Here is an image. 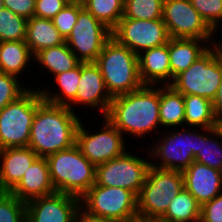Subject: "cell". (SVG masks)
I'll return each instance as SVG.
<instances>
[{
  "mask_svg": "<svg viewBox=\"0 0 222 222\" xmlns=\"http://www.w3.org/2000/svg\"><path fill=\"white\" fill-rule=\"evenodd\" d=\"M80 200L81 206L93 215L119 222L138 219L137 196L128 189L94 184Z\"/></svg>",
  "mask_w": 222,
  "mask_h": 222,
  "instance_id": "obj_8",
  "label": "cell"
},
{
  "mask_svg": "<svg viewBox=\"0 0 222 222\" xmlns=\"http://www.w3.org/2000/svg\"><path fill=\"white\" fill-rule=\"evenodd\" d=\"M138 66L140 79L144 85L172 83L168 43L141 52L138 55Z\"/></svg>",
  "mask_w": 222,
  "mask_h": 222,
  "instance_id": "obj_20",
  "label": "cell"
},
{
  "mask_svg": "<svg viewBox=\"0 0 222 222\" xmlns=\"http://www.w3.org/2000/svg\"><path fill=\"white\" fill-rule=\"evenodd\" d=\"M111 37L112 30L83 7L65 42L81 62H94Z\"/></svg>",
  "mask_w": 222,
  "mask_h": 222,
  "instance_id": "obj_12",
  "label": "cell"
},
{
  "mask_svg": "<svg viewBox=\"0 0 222 222\" xmlns=\"http://www.w3.org/2000/svg\"><path fill=\"white\" fill-rule=\"evenodd\" d=\"M182 174L184 188L194 196L200 206L222 193V171L220 170L194 161L182 171Z\"/></svg>",
  "mask_w": 222,
  "mask_h": 222,
  "instance_id": "obj_17",
  "label": "cell"
},
{
  "mask_svg": "<svg viewBox=\"0 0 222 222\" xmlns=\"http://www.w3.org/2000/svg\"><path fill=\"white\" fill-rule=\"evenodd\" d=\"M32 54L39 51L65 43L64 37L54 26L51 19L33 16L27 21L26 39Z\"/></svg>",
  "mask_w": 222,
  "mask_h": 222,
  "instance_id": "obj_22",
  "label": "cell"
},
{
  "mask_svg": "<svg viewBox=\"0 0 222 222\" xmlns=\"http://www.w3.org/2000/svg\"><path fill=\"white\" fill-rule=\"evenodd\" d=\"M27 21L5 7L0 9V42L25 41Z\"/></svg>",
  "mask_w": 222,
  "mask_h": 222,
  "instance_id": "obj_31",
  "label": "cell"
},
{
  "mask_svg": "<svg viewBox=\"0 0 222 222\" xmlns=\"http://www.w3.org/2000/svg\"><path fill=\"white\" fill-rule=\"evenodd\" d=\"M3 2L5 8L27 20L34 16L36 0H3Z\"/></svg>",
  "mask_w": 222,
  "mask_h": 222,
  "instance_id": "obj_39",
  "label": "cell"
},
{
  "mask_svg": "<svg viewBox=\"0 0 222 222\" xmlns=\"http://www.w3.org/2000/svg\"><path fill=\"white\" fill-rule=\"evenodd\" d=\"M82 118L67 106L43 100L38 89V108L35 112L28 146L44 157L66 150L76 144V132Z\"/></svg>",
  "mask_w": 222,
  "mask_h": 222,
  "instance_id": "obj_2",
  "label": "cell"
},
{
  "mask_svg": "<svg viewBox=\"0 0 222 222\" xmlns=\"http://www.w3.org/2000/svg\"><path fill=\"white\" fill-rule=\"evenodd\" d=\"M159 117L161 128L184 127V95L171 85H160Z\"/></svg>",
  "mask_w": 222,
  "mask_h": 222,
  "instance_id": "obj_24",
  "label": "cell"
},
{
  "mask_svg": "<svg viewBox=\"0 0 222 222\" xmlns=\"http://www.w3.org/2000/svg\"><path fill=\"white\" fill-rule=\"evenodd\" d=\"M122 18L139 20L160 19L164 0H125Z\"/></svg>",
  "mask_w": 222,
  "mask_h": 222,
  "instance_id": "obj_32",
  "label": "cell"
},
{
  "mask_svg": "<svg viewBox=\"0 0 222 222\" xmlns=\"http://www.w3.org/2000/svg\"><path fill=\"white\" fill-rule=\"evenodd\" d=\"M221 29L222 28H219V31H218V29H215V30L212 31V38H211V42H210V44H211L210 48L214 51L216 58L222 64V35L220 37L221 39L218 38V41L216 40V38L214 36L217 32L219 33V35H220V33L222 34V32H220Z\"/></svg>",
  "mask_w": 222,
  "mask_h": 222,
  "instance_id": "obj_42",
  "label": "cell"
},
{
  "mask_svg": "<svg viewBox=\"0 0 222 222\" xmlns=\"http://www.w3.org/2000/svg\"><path fill=\"white\" fill-rule=\"evenodd\" d=\"M125 0H84L83 7L113 30L124 15Z\"/></svg>",
  "mask_w": 222,
  "mask_h": 222,
  "instance_id": "obj_30",
  "label": "cell"
},
{
  "mask_svg": "<svg viewBox=\"0 0 222 222\" xmlns=\"http://www.w3.org/2000/svg\"><path fill=\"white\" fill-rule=\"evenodd\" d=\"M76 222H119L103 216L93 215L87 212L82 206L78 209Z\"/></svg>",
  "mask_w": 222,
  "mask_h": 222,
  "instance_id": "obj_40",
  "label": "cell"
},
{
  "mask_svg": "<svg viewBox=\"0 0 222 222\" xmlns=\"http://www.w3.org/2000/svg\"><path fill=\"white\" fill-rule=\"evenodd\" d=\"M208 129L185 126L179 129H167L166 132L163 129V133H159L161 138L158 135L159 138H154L157 139L155 143L153 141L151 147L146 148V156L150 160L152 159L150 165L167 170L183 171L187 169L194 162V157L199 151L200 137Z\"/></svg>",
  "mask_w": 222,
  "mask_h": 222,
  "instance_id": "obj_3",
  "label": "cell"
},
{
  "mask_svg": "<svg viewBox=\"0 0 222 222\" xmlns=\"http://www.w3.org/2000/svg\"><path fill=\"white\" fill-rule=\"evenodd\" d=\"M190 2L212 30L222 28V0H190Z\"/></svg>",
  "mask_w": 222,
  "mask_h": 222,
  "instance_id": "obj_35",
  "label": "cell"
},
{
  "mask_svg": "<svg viewBox=\"0 0 222 222\" xmlns=\"http://www.w3.org/2000/svg\"><path fill=\"white\" fill-rule=\"evenodd\" d=\"M221 81L222 64L209 48L170 85L183 95H198L213 101Z\"/></svg>",
  "mask_w": 222,
  "mask_h": 222,
  "instance_id": "obj_10",
  "label": "cell"
},
{
  "mask_svg": "<svg viewBox=\"0 0 222 222\" xmlns=\"http://www.w3.org/2000/svg\"><path fill=\"white\" fill-rule=\"evenodd\" d=\"M102 127L89 131L81 122L76 132V145L82 154L95 166L122 156L129 146L124 135L105 117H102ZM92 132V133H91Z\"/></svg>",
  "mask_w": 222,
  "mask_h": 222,
  "instance_id": "obj_9",
  "label": "cell"
},
{
  "mask_svg": "<svg viewBox=\"0 0 222 222\" xmlns=\"http://www.w3.org/2000/svg\"><path fill=\"white\" fill-rule=\"evenodd\" d=\"M4 7V2L3 0H0V9H2Z\"/></svg>",
  "mask_w": 222,
  "mask_h": 222,
  "instance_id": "obj_47",
  "label": "cell"
},
{
  "mask_svg": "<svg viewBox=\"0 0 222 222\" xmlns=\"http://www.w3.org/2000/svg\"><path fill=\"white\" fill-rule=\"evenodd\" d=\"M20 79L22 78L0 72V111L30 88L29 85L24 86V82L21 85Z\"/></svg>",
  "mask_w": 222,
  "mask_h": 222,
  "instance_id": "obj_34",
  "label": "cell"
},
{
  "mask_svg": "<svg viewBox=\"0 0 222 222\" xmlns=\"http://www.w3.org/2000/svg\"><path fill=\"white\" fill-rule=\"evenodd\" d=\"M66 5H83L84 0H61Z\"/></svg>",
  "mask_w": 222,
  "mask_h": 222,
  "instance_id": "obj_43",
  "label": "cell"
},
{
  "mask_svg": "<svg viewBox=\"0 0 222 222\" xmlns=\"http://www.w3.org/2000/svg\"><path fill=\"white\" fill-rule=\"evenodd\" d=\"M184 188L182 171L149 167L137 196L138 219H159Z\"/></svg>",
  "mask_w": 222,
  "mask_h": 222,
  "instance_id": "obj_6",
  "label": "cell"
},
{
  "mask_svg": "<svg viewBox=\"0 0 222 222\" xmlns=\"http://www.w3.org/2000/svg\"><path fill=\"white\" fill-rule=\"evenodd\" d=\"M138 155L126 151L120 157L97 165L95 184L128 189L138 196L150 167V160Z\"/></svg>",
  "mask_w": 222,
  "mask_h": 222,
  "instance_id": "obj_11",
  "label": "cell"
},
{
  "mask_svg": "<svg viewBox=\"0 0 222 222\" xmlns=\"http://www.w3.org/2000/svg\"><path fill=\"white\" fill-rule=\"evenodd\" d=\"M34 55L25 41L0 42V72L22 77L26 68L35 66L31 64ZM21 75V76H20Z\"/></svg>",
  "mask_w": 222,
  "mask_h": 222,
  "instance_id": "obj_23",
  "label": "cell"
},
{
  "mask_svg": "<svg viewBox=\"0 0 222 222\" xmlns=\"http://www.w3.org/2000/svg\"><path fill=\"white\" fill-rule=\"evenodd\" d=\"M46 160L56 192L81 198L95 184L96 166L76 144L47 156Z\"/></svg>",
  "mask_w": 222,
  "mask_h": 222,
  "instance_id": "obj_5",
  "label": "cell"
},
{
  "mask_svg": "<svg viewBox=\"0 0 222 222\" xmlns=\"http://www.w3.org/2000/svg\"><path fill=\"white\" fill-rule=\"evenodd\" d=\"M100 69L111 97L139 89L141 82L138 55L111 37L94 61Z\"/></svg>",
  "mask_w": 222,
  "mask_h": 222,
  "instance_id": "obj_4",
  "label": "cell"
},
{
  "mask_svg": "<svg viewBox=\"0 0 222 222\" xmlns=\"http://www.w3.org/2000/svg\"><path fill=\"white\" fill-rule=\"evenodd\" d=\"M162 19L170 38L211 40L212 29L190 0H164Z\"/></svg>",
  "mask_w": 222,
  "mask_h": 222,
  "instance_id": "obj_14",
  "label": "cell"
},
{
  "mask_svg": "<svg viewBox=\"0 0 222 222\" xmlns=\"http://www.w3.org/2000/svg\"><path fill=\"white\" fill-rule=\"evenodd\" d=\"M33 63L40 65V70H46L54 77L57 74L74 69L81 61L65 43L45 48L34 55Z\"/></svg>",
  "mask_w": 222,
  "mask_h": 222,
  "instance_id": "obj_25",
  "label": "cell"
},
{
  "mask_svg": "<svg viewBox=\"0 0 222 222\" xmlns=\"http://www.w3.org/2000/svg\"><path fill=\"white\" fill-rule=\"evenodd\" d=\"M200 209L194 196L183 188L159 219L165 222H199Z\"/></svg>",
  "mask_w": 222,
  "mask_h": 222,
  "instance_id": "obj_28",
  "label": "cell"
},
{
  "mask_svg": "<svg viewBox=\"0 0 222 222\" xmlns=\"http://www.w3.org/2000/svg\"><path fill=\"white\" fill-rule=\"evenodd\" d=\"M82 8L83 5H66L51 19L54 26L59 30L65 40L72 32V28L77 22L79 11Z\"/></svg>",
  "mask_w": 222,
  "mask_h": 222,
  "instance_id": "obj_36",
  "label": "cell"
},
{
  "mask_svg": "<svg viewBox=\"0 0 222 222\" xmlns=\"http://www.w3.org/2000/svg\"><path fill=\"white\" fill-rule=\"evenodd\" d=\"M217 128L221 131L222 133V121H220L218 124H217Z\"/></svg>",
  "mask_w": 222,
  "mask_h": 222,
  "instance_id": "obj_46",
  "label": "cell"
},
{
  "mask_svg": "<svg viewBox=\"0 0 222 222\" xmlns=\"http://www.w3.org/2000/svg\"><path fill=\"white\" fill-rule=\"evenodd\" d=\"M194 161L222 171V133L216 128H209L200 137L199 151Z\"/></svg>",
  "mask_w": 222,
  "mask_h": 222,
  "instance_id": "obj_29",
  "label": "cell"
},
{
  "mask_svg": "<svg viewBox=\"0 0 222 222\" xmlns=\"http://www.w3.org/2000/svg\"><path fill=\"white\" fill-rule=\"evenodd\" d=\"M148 222H165V221H162L161 219H148Z\"/></svg>",
  "mask_w": 222,
  "mask_h": 222,
  "instance_id": "obj_44",
  "label": "cell"
},
{
  "mask_svg": "<svg viewBox=\"0 0 222 222\" xmlns=\"http://www.w3.org/2000/svg\"><path fill=\"white\" fill-rule=\"evenodd\" d=\"M81 77V62L72 70L55 75L52 79L60 89L49 90L48 87L38 88L43 100L52 104L68 106L74 99L78 90V83ZM48 88V89H47ZM52 91H54L52 93Z\"/></svg>",
  "mask_w": 222,
  "mask_h": 222,
  "instance_id": "obj_26",
  "label": "cell"
},
{
  "mask_svg": "<svg viewBox=\"0 0 222 222\" xmlns=\"http://www.w3.org/2000/svg\"><path fill=\"white\" fill-rule=\"evenodd\" d=\"M185 127L216 128L212 101L198 95H184Z\"/></svg>",
  "mask_w": 222,
  "mask_h": 222,
  "instance_id": "obj_27",
  "label": "cell"
},
{
  "mask_svg": "<svg viewBox=\"0 0 222 222\" xmlns=\"http://www.w3.org/2000/svg\"><path fill=\"white\" fill-rule=\"evenodd\" d=\"M10 192L24 202L55 193L46 158L37 157Z\"/></svg>",
  "mask_w": 222,
  "mask_h": 222,
  "instance_id": "obj_18",
  "label": "cell"
},
{
  "mask_svg": "<svg viewBox=\"0 0 222 222\" xmlns=\"http://www.w3.org/2000/svg\"><path fill=\"white\" fill-rule=\"evenodd\" d=\"M38 108V88H29L0 111V150L27 147L35 112Z\"/></svg>",
  "mask_w": 222,
  "mask_h": 222,
  "instance_id": "obj_7",
  "label": "cell"
},
{
  "mask_svg": "<svg viewBox=\"0 0 222 222\" xmlns=\"http://www.w3.org/2000/svg\"><path fill=\"white\" fill-rule=\"evenodd\" d=\"M213 112L217 124L222 121V81L217 89L215 98L212 101Z\"/></svg>",
  "mask_w": 222,
  "mask_h": 222,
  "instance_id": "obj_41",
  "label": "cell"
},
{
  "mask_svg": "<svg viewBox=\"0 0 222 222\" xmlns=\"http://www.w3.org/2000/svg\"><path fill=\"white\" fill-rule=\"evenodd\" d=\"M79 197L55 192L26 202V222H76Z\"/></svg>",
  "mask_w": 222,
  "mask_h": 222,
  "instance_id": "obj_15",
  "label": "cell"
},
{
  "mask_svg": "<svg viewBox=\"0 0 222 222\" xmlns=\"http://www.w3.org/2000/svg\"><path fill=\"white\" fill-rule=\"evenodd\" d=\"M160 85H143L112 97L105 117L126 137H143L162 132L159 117ZM154 130V131H153ZM159 130V131H158ZM153 132V133H152Z\"/></svg>",
  "mask_w": 222,
  "mask_h": 222,
  "instance_id": "obj_1",
  "label": "cell"
},
{
  "mask_svg": "<svg viewBox=\"0 0 222 222\" xmlns=\"http://www.w3.org/2000/svg\"><path fill=\"white\" fill-rule=\"evenodd\" d=\"M199 222H222V193L201 206Z\"/></svg>",
  "mask_w": 222,
  "mask_h": 222,
  "instance_id": "obj_37",
  "label": "cell"
},
{
  "mask_svg": "<svg viewBox=\"0 0 222 222\" xmlns=\"http://www.w3.org/2000/svg\"><path fill=\"white\" fill-rule=\"evenodd\" d=\"M131 222H148V219H137Z\"/></svg>",
  "mask_w": 222,
  "mask_h": 222,
  "instance_id": "obj_45",
  "label": "cell"
},
{
  "mask_svg": "<svg viewBox=\"0 0 222 222\" xmlns=\"http://www.w3.org/2000/svg\"><path fill=\"white\" fill-rule=\"evenodd\" d=\"M66 4L61 0H36L34 16L45 19H52Z\"/></svg>",
  "mask_w": 222,
  "mask_h": 222,
  "instance_id": "obj_38",
  "label": "cell"
},
{
  "mask_svg": "<svg viewBox=\"0 0 222 222\" xmlns=\"http://www.w3.org/2000/svg\"><path fill=\"white\" fill-rule=\"evenodd\" d=\"M210 42L211 40H200L195 38L169 39L168 51L172 81L210 48Z\"/></svg>",
  "mask_w": 222,
  "mask_h": 222,
  "instance_id": "obj_21",
  "label": "cell"
},
{
  "mask_svg": "<svg viewBox=\"0 0 222 222\" xmlns=\"http://www.w3.org/2000/svg\"><path fill=\"white\" fill-rule=\"evenodd\" d=\"M112 37L136 55L168 43L170 39L162 18L153 20L121 18L112 30Z\"/></svg>",
  "mask_w": 222,
  "mask_h": 222,
  "instance_id": "obj_13",
  "label": "cell"
},
{
  "mask_svg": "<svg viewBox=\"0 0 222 222\" xmlns=\"http://www.w3.org/2000/svg\"><path fill=\"white\" fill-rule=\"evenodd\" d=\"M37 157L29 146L1 149L0 191L10 192Z\"/></svg>",
  "mask_w": 222,
  "mask_h": 222,
  "instance_id": "obj_19",
  "label": "cell"
},
{
  "mask_svg": "<svg viewBox=\"0 0 222 222\" xmlns=\"http://www.w3.org/2000/svg\"><path fill=\"white\" fill-rule=\"evenodd\" d=\"M75 99L67 106L72 111L75 105L97 110L102 117L106 115L112 97L106 90L103 76L95 62H81V77Z\"/></svg>",
  "mask_w": 222,
  "mask_h": 222,
  "instance_id": "obj_16",
  "label": "cell"
},
{
  "mask_svg": "<svg viewBox=\"0 0 222 222\" xmlns=\"http://www.w3.org/2000/svg\"><path fill=\"white\" fill-rule=\"evenodd\" d=\"M0 222H26V202L0 191Z\"/></svg>",
  "mask_w": 222,
  "mask_h": 222,
  "instance_id": "obj_33",
  "label": "cell"
}]
</instances>
